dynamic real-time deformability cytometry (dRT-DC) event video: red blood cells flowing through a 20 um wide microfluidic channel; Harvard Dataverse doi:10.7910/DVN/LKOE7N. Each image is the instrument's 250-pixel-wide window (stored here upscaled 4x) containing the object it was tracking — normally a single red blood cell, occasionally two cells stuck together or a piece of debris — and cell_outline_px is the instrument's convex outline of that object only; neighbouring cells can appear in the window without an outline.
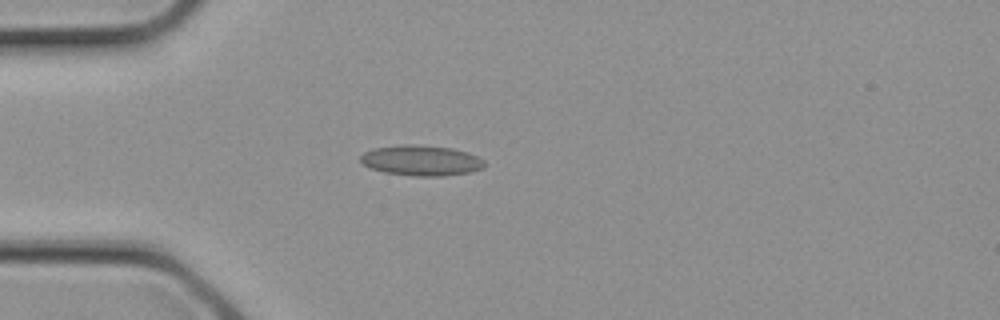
{"species": "common noctule bat (a hibernating species)", "species_latin": "Nyctalus noctula", "temperature_condition": "cold", "stored_images_in_passage": 3, "camera_frame_rate_fps": 3000, "um_per_image_px": 0.085, "animal": {"sex": "female", "body_mass_g": 21.9}, "frame": {"image": 1, "passage_image": 3, "time_ms": 0.667, "image_size_px": [1000, 320], "cell_outline_px": [[484, 168], [472, 172], [444, 176], [412, 176], [384, 172], [372, 168], [364, 164], [360, 160], [360, 156], [364, 152], [372, 148], [408, 144], [412, 144], [452, 148], [468, 152], [484, 160]], "centroid_in_image_um": [35.82, 13.64], "position_along_channel_um": 49.2, "area_um2": 22.02}}